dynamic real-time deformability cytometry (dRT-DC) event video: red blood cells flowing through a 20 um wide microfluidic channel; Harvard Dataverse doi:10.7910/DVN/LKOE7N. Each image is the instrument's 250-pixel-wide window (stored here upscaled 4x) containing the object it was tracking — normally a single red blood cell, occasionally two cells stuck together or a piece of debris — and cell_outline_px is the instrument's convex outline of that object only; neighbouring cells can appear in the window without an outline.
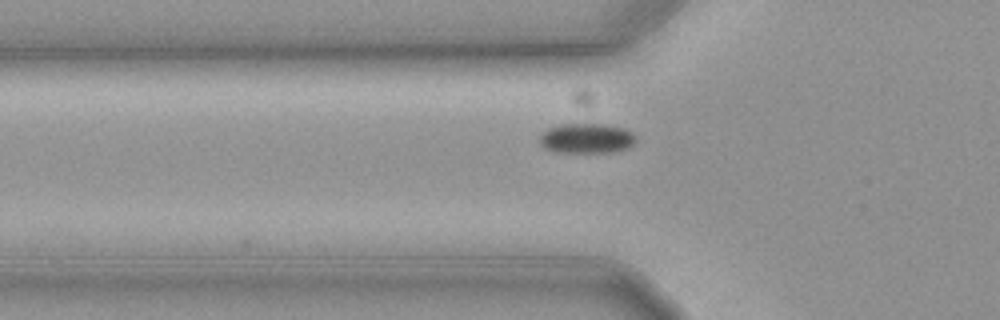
{"species": "common noctule bat (a hibernating species)", "species_latin": "Nyctalus noctula", "temperature_condition": "cold", "stored_images_in_passage": 32, "camera_frame_rate_fps": 3000, "um_per_image_px": 0.085, "animal": {"sex": "female", "body_mass_g": 19.3, "forearm_length_mm": 54.1}, "frame": {"image": 1, "passage_image": 3, "time_ms": 0.667, "image_size_px": [1000, 320], "cell_outline_px": [[636, 140], [628, 148], [612, 152], [556, 152], [544, 148], [540, 144], [540, 136], [548, 128], [560, 124], [604, 124], [624, 128], [632, 132], [636, 136]], "centroid_in_image_um": [49.87, 11.76], "position_along_channel_um": 75.9, "area_um2": 16.82}}
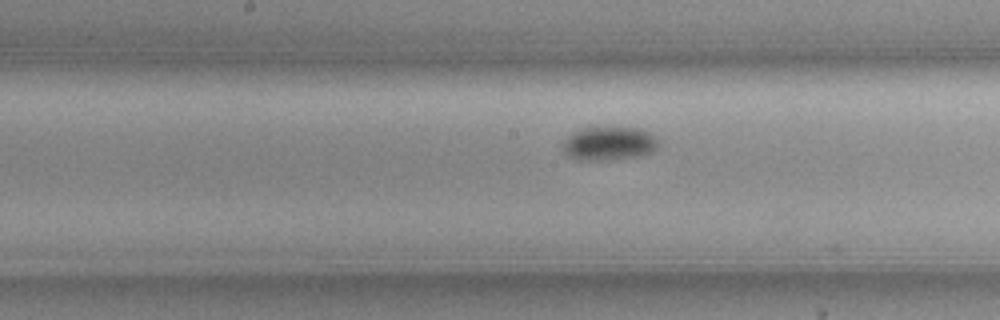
{"frame": {"image": 2, "passage_image": 13, "time_ms": 4.0, "image_size_px": [1000, 320], "cell_outline_px": [[656, 148], [652, 152], [636, 156], [600, 160], [580, 160], [568, 156], [564, 152], [560, 144], [568, 136], [584, 128], [640, 128], [648, 132], [656, 140]], "centroid_in_image_um": [51.7, 12.2], "position_along_channel_um": 196.5, "area_um2": 18.26}}
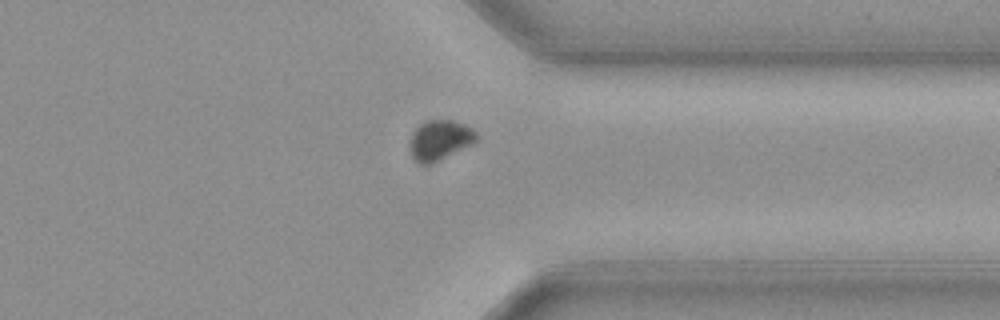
{"frame": {"image": 3, "passage_image": 28, "time_ms": 9.0, "image_size_px": [1000, 320], "cell_outline_px": [[476, 144], [428, 164], [420, 164], [412, 156], [412, 132], [424, 120], [452, 120], [464, 124], [472, 128], [476, 132]], "centroid_in_image_um": [37.44, 11.89], "position_along_channel_um": 374.0, "area_um2": 15.32}}